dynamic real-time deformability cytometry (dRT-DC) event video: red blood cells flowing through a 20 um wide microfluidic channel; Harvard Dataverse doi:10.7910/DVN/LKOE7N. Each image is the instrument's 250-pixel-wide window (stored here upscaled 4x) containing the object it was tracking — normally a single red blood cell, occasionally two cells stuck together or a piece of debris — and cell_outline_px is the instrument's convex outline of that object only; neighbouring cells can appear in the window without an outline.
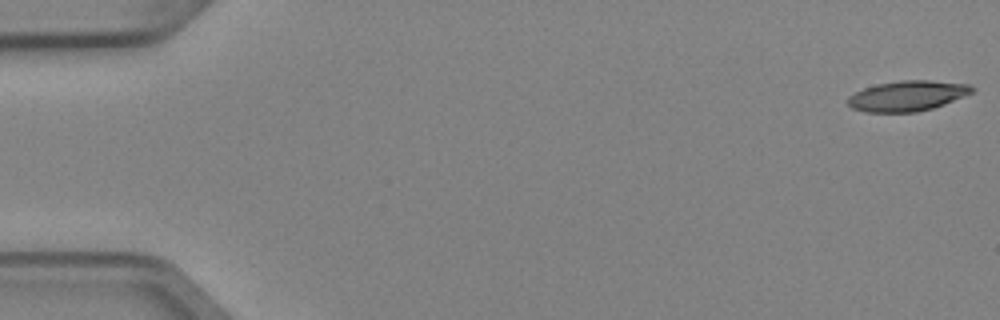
{"species": "Egyptian fruit bat (a non-hibernating species)", "species_latin": "Rousettus aegyptiacus", "temperature_condition": "cold", "stored_images_in_passage": 5, "camera_frame_rate_fps": 3000, "um_per_image_px": 0.085, "animal": {"sex": "female"}, "frame": {"image": 1, "passage_image": 1, "time_ms": 0.0, "image_size_px": [1000, 320], "cell_outline_px": [[976, 88], [972, 92], [964, 96], [944, 104], [932, 108], [916, 112], [864, 112], [852, 108], [848, 104], [848, 96], [864, 88], [876, 84], [900, 80], [928, 80], [972, 84]], "centroid_in_image_um": [77.14, 8.14], "position_along_channel_um": 7.9, "area_um2": 22.02}}
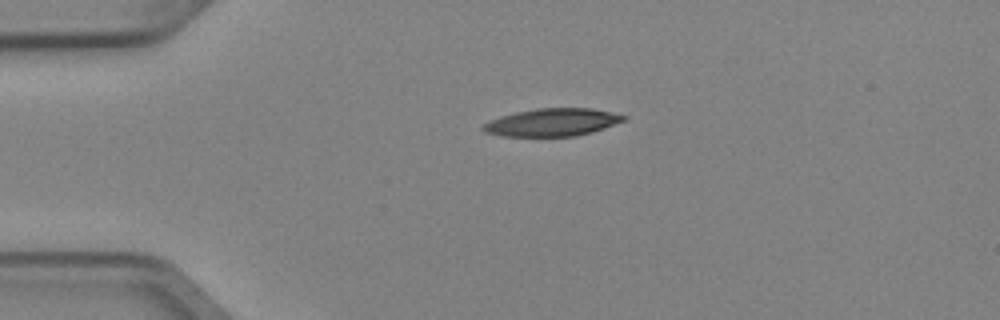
{"frame": {"image": 2, "passage_image": 4, "time_ms": 1.0, "image_size_px": [1000, 320], "cell_outline_px": [[628, 116], [624, 120], [604, 128], [592, 132], [572, 136], [500, 136], [484, 132], [480, 128], [484, 124], [500, 116], [516, 112], [536, 108], [592, 108], [612, 112]], "centroid_in_image_um": [46.93, 10.39], "position_along_channel_um": 38.1, "area_um2": 22.6}}